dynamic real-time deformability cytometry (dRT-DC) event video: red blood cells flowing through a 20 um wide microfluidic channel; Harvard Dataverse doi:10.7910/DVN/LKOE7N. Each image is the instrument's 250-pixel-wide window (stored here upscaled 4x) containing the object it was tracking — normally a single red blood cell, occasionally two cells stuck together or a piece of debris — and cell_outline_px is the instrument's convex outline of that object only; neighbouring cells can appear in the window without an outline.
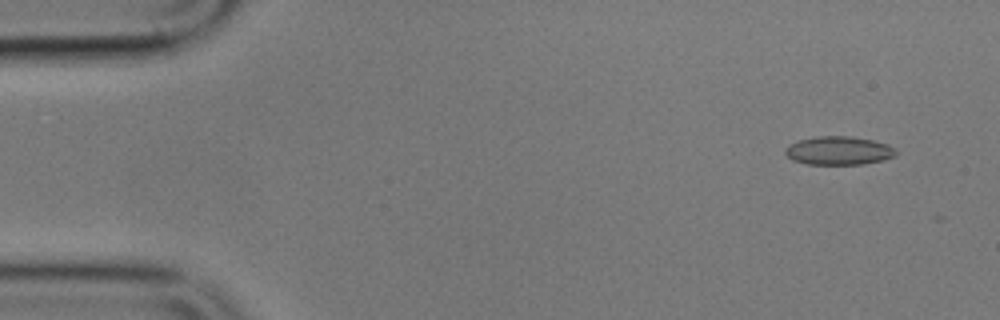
{"species": "common noctule bat (a hibernating species)", "species_latin": "Nyctalus noctula", "temperature_condition": "cold", "stored_images_in_passage": 10, "camera_frame_rate_fps": 3000, "um_per_image_px": 0.085, "animal": {"sex": "male", "body_mass_g": 17.9}, "frame": {"image": 1, "passage_image": 4, "time_ms": 1.0, "image_size_px": [1000, 320], "cell_outline_px": [[896, 156], [884, 160], [864, 164], [808, 164], [792, 160], [784, 152], [784, 148], [788, 144], [800, 140], [816, 136], [852, 136], [872, 140], [888, 144], [896, 148]], "centroid_in_image_um": [71.3, 12.8], "position_along_channel_um": 13.7, "area_um2": 18.55}}